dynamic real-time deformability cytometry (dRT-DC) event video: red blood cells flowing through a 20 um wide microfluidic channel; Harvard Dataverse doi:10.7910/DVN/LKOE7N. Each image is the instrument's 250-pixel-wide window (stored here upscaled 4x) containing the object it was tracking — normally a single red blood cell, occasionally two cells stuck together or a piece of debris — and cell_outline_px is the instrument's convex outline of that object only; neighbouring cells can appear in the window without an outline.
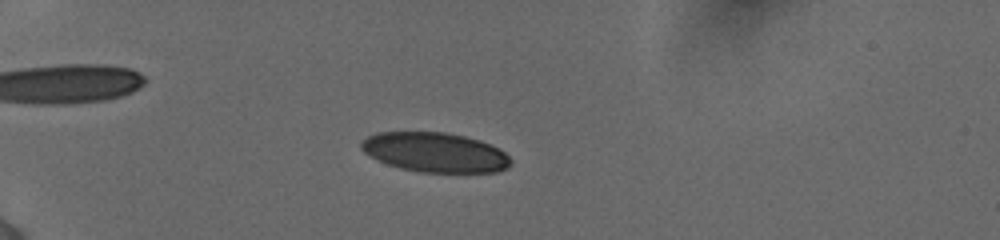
{"species": "human", "species_latin": "Homo sapiens", "temperature_condition": "cold", "stored_images_in_passage": 56, "camera_frame_rate_fps": 3000, "um_per_image_px": 0.085, "donor": {"sex": "female"}, "frame": {"image": 1, "passage_image": 18, "time_ms": 5.667, "image_size_px": [1000, 240], "cell_outline_px": [[512, 164], [508, 168], [496, 172], [420, 172], [400, 168], [388, 164], [364, 152], [360, 148], [360, 144], [368, 136], [376, 132], [444, 132], [464, 136], [480, 140], [500, 148], [512, 160]], "centroid_in_image_um": [37.02, 12.95], "position_along_channel_um": 48.0, "area_um2": 34.51}}
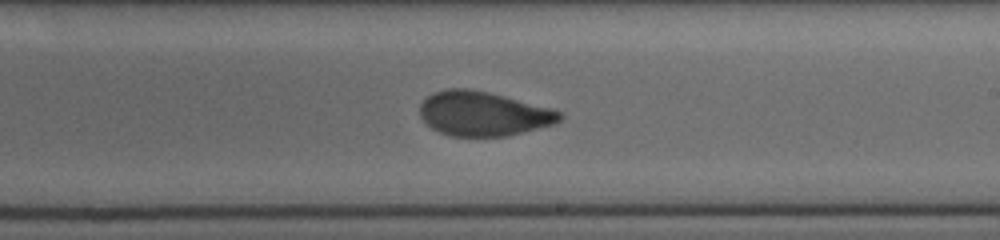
{"frame": {"image": 2, "passage_image": 37, "time_ms": 12.0, "image_size_px": [1000, 240], "cell_outline_px": [[564, 116], [556, 124], [508, 136], [452, 136], [440, 132], [432, 128], [420, 116], [420, 104], [432, 92], [448, 88], [468, 88], [488, 92], [552, 108], [560, 112]], "centroid_in_image_um": [41.1, 9.66], "position_along_channel_um": 247.9, "area_um2": 36.24}}
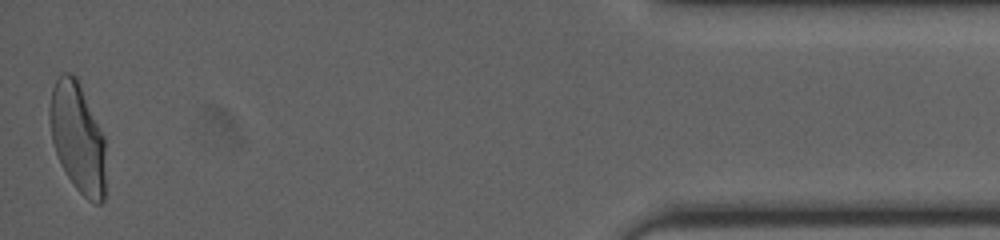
{"frame": {"image": 3, "passage_image": 56, "time_ms": 18.333, "image_size_px": [1000, 240], "cell_outline_px": [[104, 200], [100, 204], [96, 204], [88, 200], [76, 188], [60, 164], [52, 140], [48, 112], [52, 88], [60, 72], [72, 72], [76, 76], [104, 136]], "centroid_in_image_um": [6.58, 11.66], "position_along_channel_um": 428.6, "area_um2": 35.66}, "authors_computed_cell_mechanics": {"area_um2": 36.0383, "velocity_mm_per_s": 3.8802, "shape_relaxation_time_tau1_ms": 5.1392, "shape_relaxation_time_tau2_ms": 0.7389, "deformation_change_tau1": 0.1817, "deformation_change_tau2": 0.0608}}